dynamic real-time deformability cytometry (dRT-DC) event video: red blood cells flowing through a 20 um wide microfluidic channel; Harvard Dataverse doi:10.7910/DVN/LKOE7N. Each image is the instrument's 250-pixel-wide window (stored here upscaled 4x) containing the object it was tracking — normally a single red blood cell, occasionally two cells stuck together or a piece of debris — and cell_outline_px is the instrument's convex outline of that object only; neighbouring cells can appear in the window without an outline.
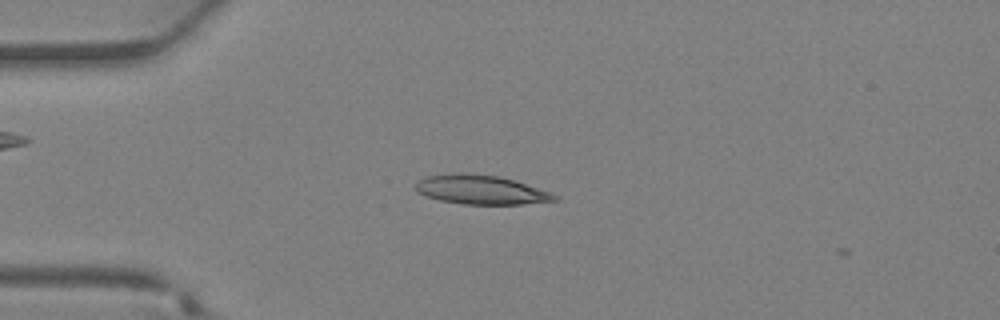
{"species": "Egyptian fruit bat (a non-hibernating species)", "species_latin": "Rousettus aegyptiacus", "temperature_condition": "warm", "stored_images_in_passage": 30, "camera_frame_rate_fps": 3000, "um_per_image_px": 0.085, "animal": {"sex": "female"}, "frame": {"image": 1, "passage_image": 3, "time_ms": 0.667, "image_size_px": [1000, 320], "cell_outline_px": [[560, 196], [556, 200], [524, 204], [464, 204], [440, 200], [416, 192], [416, 184], [420, 180], [428, 176], [500, 176]], "centroid_in_image_um": [40.93, 16.19], "position_along_channel_um": 44.1, "area_um2": 22.14}}
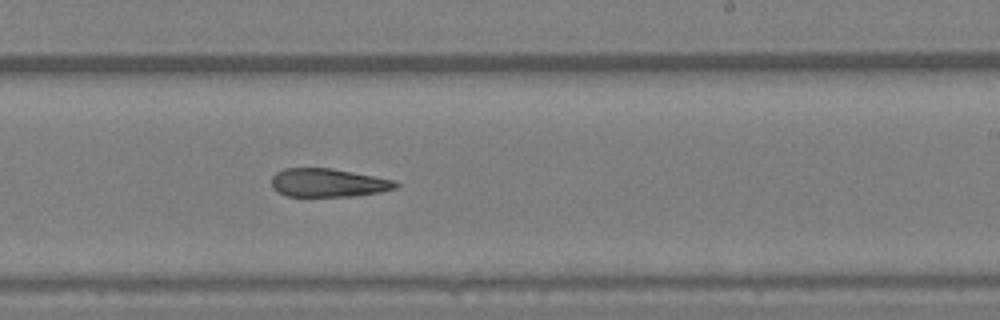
{"frame": {"image": 2, "passage_image": 16, "time_ms": 5.0, "image_size_px": [1000, 320], "cell_outline_px": [[400, 184], [396, 188], [380, 192], [356, 196], [288, 196], [276, 192], [272, 188], [272, 176], [276, 172], [284, 168], [332, 168], [396, 180]], "centroid_in_image_um": [27.9, 15.53], "position_along_channel_um": 261.1, "area_um2": 20.75}}
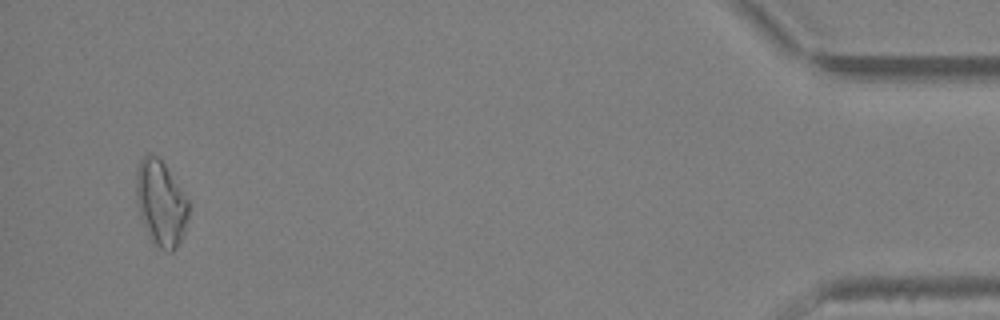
{"frame": {"image": 3, "passage_image": 29, "time_ms": 9.333, "image_size_px": [1000, 320], "cell_outline_px": [[188, 216], [184, 232], [176, 248], [172, 252], [168, 252], [160, 248], [148, 236], [136, 200], [136, 168], [140, 160], [148, 152], [156, 156], [164, 164], [188, 200]], "centroid_in_image_um": [13.66, 17.26], "position_along_channel_um": 421.5, "area_um2": 25.72}}